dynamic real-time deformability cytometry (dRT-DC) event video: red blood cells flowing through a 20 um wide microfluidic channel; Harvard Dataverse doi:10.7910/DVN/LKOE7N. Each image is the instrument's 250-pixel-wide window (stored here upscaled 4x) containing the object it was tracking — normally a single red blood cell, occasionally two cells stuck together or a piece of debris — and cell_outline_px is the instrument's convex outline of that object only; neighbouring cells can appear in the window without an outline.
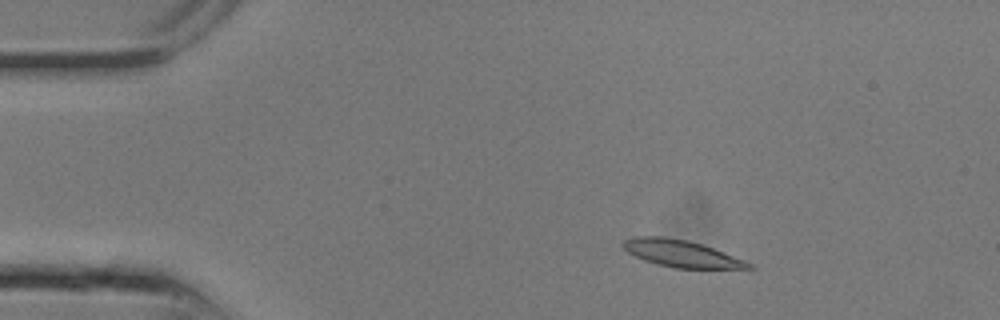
{"species": "common noctule bat (a hibernating species)", "species_latin": "Nyctalus noctula", "temperature_condition": "room temperature", "stored_images_in_passage": 12, "camera_frame_rate_fps": 3000, "um_per_image_px": 0.085, "animal": {"sex": "male", "body_mass_g": 13.3}, "frame": {"image": 1, "passage_image": 3, "time_ms": 0.667, "image_size_px": [1000, 320], "cell_outline_px": [[756, 268], [672, 268], [656, 264], [644, 260], [628, 252], [620, 244], [624, 240], [636, 236], [664, 236], [688, 240], [712, 248], [744, 260], [752, 264]], "centroid_in_image_um": [57.86, 21.54], "position_along_channel_um": 27.1, "area_um2": 19.54}}
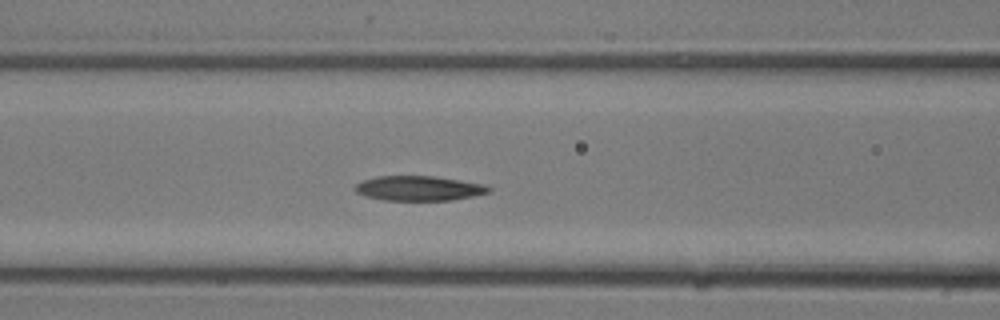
{"frame": {"image": 2, "passage_image": 9, "time_ms": 2.667, "image_size_px": [1000, 320], "cell_outline_px": [[492, 192], [452, 200], [384, 200], [364, 196], [356, 192], [352, 188], [356, 184], [364, 180], [376, 176], [432, 176], [484, 184], [492, 188]], "centroid_in_image_um": [35.59, 16.01], "position_along_channel_um": 131.0, "area_um2": 19.31}}
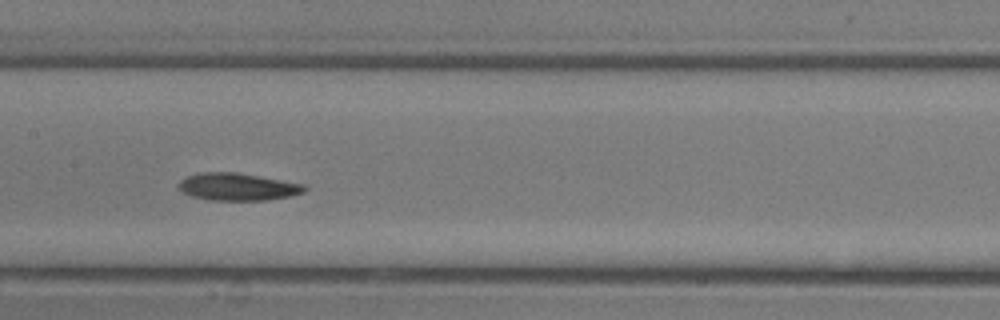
{"frame": {"image": 3, "passage_image": 11, "time_ms": 3.333, "image_size_px": [1000, 320], "cell_outline_px": [[308, 188], [304, 192], [292, 196], [268, 200], [208, 200], [192, 196], [180, 192], [176, 184], [184, 176], [196, 172], [236, 172], [304, 184]], "centroid_in_image_um": [20.14, 15.87], "position_along_channel_um": 187.3, "area_um2": 20.46}}